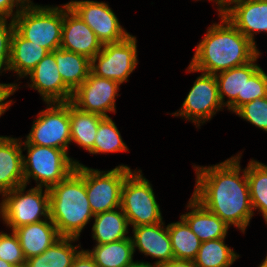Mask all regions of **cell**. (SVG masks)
Wrapping results in <instances>:
<instances>
[{
	"label": "cell",
	"mask_w": 267,
	"mask_h": 267,
	"mask_svg": "<svg viewBox=\"0 0 267 267\" xmlns=\"http://www.w3.org/2000/svg\"><path fill=\"white\" fill-rule=\"evenodd\" d=\"M0 259L15 267L25 266L26 257L14 231L8 234L3 231L0 232Z\"/></svg>",
	"instance_id": "d6a6232c"
},
{
	"label": "cell",
	"mask_w": 267,
	"mask_h": 267,
	"mask_svg": "<svg viewBox=\"0 0 267 267\" xmlns=\"http://www.w3.org/2000/svg\"><path fill=\"white\" fill-rule=\"evenodd\" d=\"M189 209H191L190 212L182 214L180 217L189 225L201 242L226 238L229 226L193 196L187 204V210Z\"/></svg>",
	"instance_id": "ffe728a7"
},
{
	"label": "cell",
	"mask_w": 267,
	"mask_h": 267,
	"mask_svg": "<svg viewBox=\"0 0 267 267\" xmlns=\"http://www.w3.org/2000/svg\"><path fill=\"white\" fill-rule=\"evenodd\" d=\"M21 146L27 150V155H23L24 185L32 178L36 187L49 189L67 178L79 163L62 149L29 144L26 140H21Z\"/></svg>",
	"instance_id": "277c9868"
},
{
	"label": "cell",
	"mask_w": 267,
	"mask_h": 267,
	"mask_svg": "<svg viewBox=\"0 0 267 267\" xmlns=\"http://www.w3.org/2000/svg\"><path fill=\"white\" fill-rule=\"evenodd\" d=\"M253 211L262 214L267 224V165L251 159L246 166Z\"/></svg>",
	"instance_id": "f546056e"
},
{
	"label": "cell",
	"mask_w": 267,
	"mask_h": 267,
	"mask_svg": "<svg viewBox=\"0 0 267 267\" xmlns=\"http://www.w3.org/2000/svg\"><path fill=\"white\" fill-rule=\"evenodd\" d=\"M223 107L215 75L201 72V75L194 81L179 111L172 113V115L189 120L198 128L211 120L216 112Z\"/></svg>",
	"instance_id": "8fae6325"
},
{
	"label": "cell",
	"mask_w": 267,
	"mask_h": 267,
	"mask_svg": "<svg viewBox=\"0 0 267 267\" xmlns=\"http://www.w3.org/2000/svg\"><path fill=\"white\" fill-rule=\"evenodd\" d=\"M219 12L254 45L255 34L267 33V0H231Z\"/></svg>",
	"instance_id": "5bb4252c"
},
{
	"label": "cell",
	"mask_w": 267,
	"mask_h": 267,
	"mask_svg": "<svg viewBox=\"0 0 267 267\" xmlns=\"http://www.w3.org/2000/svg\"><path fill=\"white\" fill-rule=\"evenodd\" d=\"M220 23L208 27L187 68L191 72L215 75L219 72L244 65L261 52L222 13Z\"/></svg>",
	"instance_id": "7a4b0ae2"
},
{
	"label": "cell",
	"mask_w": 267,
	"mask_h": 267,
	"mask_svg": "<svg viewBox=\"0 0 267 267\" xmlns=\"http://www.w3.org/2000/svg\"><path fill=\"white\" fill-rule=\"evenodd\" d=\"M137 57V39L129 35L120 42L104 44L101 51L91 59V73L121 85L128 81L137 67Z\"/></svg>",
	"instance_id": "9c48e42d"
},
{
	"label": "cell",
	"mask_w": 267,
	"mask_h": 267,
	"mask_svg": "<svg viewBox=\"0 0 267 267\" xmlns=\"http://www.w3.org/2000/svg\"><path fill=\"white\" fill-rule=\"evenodd\" d=\"M238 117L267 132V96L247 102L234 112Z\"/></svg>",
	"instance_id": "1f68e13d"
},
{
	"label": "cell",
	"mask_w": 267,
	"mask_h": 267,
	"mask_svg": "<svg viewBox=\"0 0 267 267\" xmlns=\"http://www.w3.org/2000/svg\"><path fill=\"white\" fill-rule=\"evenodd\" d=\"M24 185L20 138L0 136V195Z\"/></svg>",
	"instance_id": "d6986e66"
},
{
	"label": "cell",
	"mask_w": 267,
	"mask_h": 267,
	"mask_svg": "<svg viewBox=\"0 0 267 267\" xmlns=\"http://www.w3.org/2000/svg\"><path fill=\"white\" fill-rule=\"evenodd\" d=\"M49 53L46 48L40 47L23 38L14 30L11 39V53L9 71L16 72L18 79L28 77L35 66Z\"/></svg>",
	"instance_id": "7402d4cb"
},
{
	"label": "cell",
	"mask_w": 267,
	"mask_h": 267,
	"mask_svg": "<svg viewBox=\"0 0 267 267\" xmlns=\"http://www.w3.org/2000/svg\"><path fill=\"white\" fill-rule=\"evenodd\" d=\"M258 267H267V264L262 261L261 264H259Z\"/></svg>",
	"instance_id": "7bdbcfd3"
},
{
	"label": "cell",
	"mask_w": 267,
	"mask_h": 267,
	"mask_svg": "<svg viewBox=\"0 0 267 267\" xmlns=\"http://www.w3.org/2000/svg\"><path fill=\"white\" fill-rule=\"evenodd\" d=\"M175 259L194 260L201 241L180 217V221L167 225Z\"/></svg>",
	"instance_id": "f1b7e54d"
},
{
	"label": "cell",
	"mask_w": 267,
	"mask_h": 267,
	"mask_svg": "<svg viewBox=\"0 0 267 267\" xmlns=\"http://www.w3.org/2000/svg\"><path fill=\"white\" fill-rule=\"evenodd\" d=\"M157 267H197L193 260L172 259L169 262L161 263Z\"/></svg>",
	"instance_id": "f35d334b"
},
{
	"label": "cell",
	"mask_w": 267,
	"mask_h": 267,
	"mask_svg": "<svg viewBox=\"0 0 267 267\" xmlns=\"http://www.w3.org/2000/svg\"><path fill=\"white\" fill-rule=\"evenodd\" d=\"M0 267H15L14 265L0 259Z\"/></svg>",
	"instance_id": "b9f144b4"
},
{
	"label": "cell",
	"mask_w": 267,
	"mask_h": 267,
	"mask_svg": "<svg viewBox=\"0 0 267 267\" xmlns=\"http://www.w3.org/2000/svg\"><path fill=\"white\" fill-rule=\"evenodd\" d=\"M28 2L29 0H0V19L13 20Z\"/></svg>",
	"instance_id": "d590c367"
},
{
	"label": "cell",
	"mask_w": 267,
	"mask_h": 267,
	"mask_svg": "<svg viewBox=\"0 0 267 267\" xmlns=\"http://www.w3.org/2000/svg\"><path fill=\"white\" fill-rule=\"evenodd\" d=\"M164 225L162 221L154 225L136 226L132 229L131 239L134 252L137 248L145 256L157 259L154 263L156 266L174 259L168 226Z\"/></svg>",
	"instance_id": "e0dca14e"
},
{
	"label": "cell",
	"mask_w": 267,
	"mask_h": 267,
	"mask_svg": "<svg viewBox=\"0 0 267 267\" xmlns=\"http://www.w3.org/2000/svg\"><path fill=\"white\" fill-rule=\"evenodd\" d=\"M26 135L29 144L62 149L68 152L71 143L69 102L46 103Z\"/></svg>",
	"instance_id": "ba28073f"
},
{
	"label": "cell",
	"mask_w": 267,
	"mask_h": 267,
	"mask_svg": "<svg viewBox=\"0 0 267 267\" xmlns=\"http://www.w3.org/2000/svg\"><path fill=\"white\" fill-rule=\"evenodd\" d=\"M129 148L122 140L120 131L111 117H104L97 129L93 148L90 154L127 152Z\"/></svg>",
	"instance_id": "4dcf8cb0"
},
{
	"label": "cell",
	"mask_w": 267,
	"mask_h": 267,
	"mask_svg": "<svg viewBox=\"0 0 267 267\" xmlns=\"http://www.w3.org/2000/svg\"><path fill=\"white\" fill-rule=\"evenodd\" d=\"M263 262L267 264V255H266L265 259L263 260Z\"/></svg>",
	"instance_id": "ee69618b"
},
{
	"label": "cell",
	"mask_w": 267,
	"mask_h": 267,
	"mask_svg": "<svg viewBox=\"0 0 267 267\" xmlns=\"http://www.w3.org/2000/svg\"><path fill=\"white\" fill-rule=\"evenodd\" d=\"M63 82L74 92L89 76L91 60L81 54L59 48L52 51Z\"/></svg>",
	"instance_id": "cb8c5ba5"
},
{
	"label": "cell",
	"mask_w": 267,
	"mask_h": 267,
	"mask_svg": "<svg viewBox=\"0 0 267 267\" xmlns=\"http://www.w3.org/2000/svg\"><path fill=\"white\" fill-rule=\"evenodd\" d=\"M19 88L20 87L17 83H0V116H2L10 108L13 101L7 99Z\"/></svg>",
	"instance_id": "8d00e7d4"
},
{
	"label": "cell",
	"mask_w": 267,
	"mask_h": 267,
	"mask_svg": "<svg viewBox=\"0 0 267 267\" xmlns=\"http://www.w3.org/2000/svg\"><path fill=\"white\" fill-rule=\"evenodd\" d=\"M48 190L50 219L60 236L79 239L94 217L86 192V166L77 163L67 178Z\"/></svg>",
	"instance_id": "3957f363"
},
{
	"label": "cell",
	"mask_w": 267,
	"mask_h": 267,
	"mask_svg": "<svg viewBox=\"0 0 267 267\" xmlns=\"http://www.w3.org/2000/svg\"><path fill=\"white\" fill-rule=\"evenodd\" d=\"M242 153L211 165L196 166V184L192 196L217 215L229 227L244 234L254 211L250 199L246 168L240 165Z\"/></svg>",
	"instance_id": "6da1fadb"
},
{
	"label": "cell",
	"mask_w": 267,
	"mask_h": 267,
	"mask_svg": "<svg viewBox=\"0 0 267 267\" xmlns=\"http://www.w3.org/2000/svg\"><path fill=\"white\" fill-rule=\"evenodd\" d=\"M131 267H157V266L154 264H151L150 262L138 261L136 264H134Z\"/></svg>",
	"instance_id": "60d3db41"
},
{
	"label": "cell",
	"mask_w": 267,
	"mask_h": 267,
	"mask_svg": "<svg viewBox=\"0 0 267 267\" xmlns=\"http://www.w3.org/2000/svg\"><path fill=\"white\" fill-rule=\"evenodd\" d=\"M13 21L15 30L26 40L49 52L60 48L63 6H41L29 1Z\"/></svg>",
	"instance_id": "5b68a950"
},
{
	"label": "cell",
	"mask_w": 267,
	"mask_h": 267,
	"mask_svg": "<svg viewBox=\"0 0 267 267\" xmlns=\"http://www.w3.org/2000/svg\"><path fill=\"white\" fill-rule=\"evenodd\" d=\"M93 219L92 237L96 244H107L131 237L127 236L129 223L121 207L95 214Z\"/></svg>",
	"instance_id": "603a6c76"
},
{
	"label": "cell",
	"mask_w": 267,
	"mask_h": 267,
	"mask_svg": "<svg viewBox=\"0 0 267 267\" xmlns=\"http://www.w3.org/2000/svg\"><path fill=\"white\" fill-rule=\"evenodd\" d=\"M120 84L89 73L88 78L73 92L71 103L84 112L109 117L107 112L116 114L115 100Z\"/></svg>",
	"instance_id": "4fadbf2b"
},
{
	"label": "cell",
	"mask_w": 267,
	"mask_h": 267,
	"mask_svg": "<svg viewBox=\"0 0 267 267\" xmlns=\"http://www.w3.org/2000/svg\"><path fill=\"white\" fill-rule=\"evenodd\" d=\"M103 118L104 116L96 113L81 111L69 102L71 142L89 152L93 148L98 125Z\"/></svg>",
	"instance_id": "484cf974"
},
{
	"label": "cell",
	"mask_w": 267,
	"mask_h": 267,
	"mask_svg": "<svg viewBox=\"0 0 267 267\" xmlns=\"http://www.w3.org/2000/svg\"><path fill=\"white\" fill-rule=\"evenodd\" d=\"M214 1L217 4V10L220 11L231 0H209Z\"/></svg>",
	"instance_id": "ab89813d"
},
{
	"label": "cell",
	"mask_w": 267,
	"mask_h": 267,
	"mask_svg": "<svg viewBox=\"0 0 267 267\" xmlns=\"http://www.w3.org/2000/svg\"><path fill=\"white\" fill-rule=\"evenodd\" d=\"M121 208L131 227L154 225L163 221L152 184L142 170L131 171L122 186Z\"/></svg>",
	"instance_id": "52a82bcc"
},
{
	"label": "cell",
	"mask_w": 267,
	"mask_h": 267,
	"mask_svg": "<svg viewBox=\"0 0 267 267\" xmlns=\"http://www.w3.org/2000/svg\"><path fill=\"white\" fill-rule=\"evenodd\" d=\"M87 252L99 267H131L138 262L133 260L135 252L131 237L107 244H96Z\"/></svg>",
	"instance_id": "d4e9b609"
},
{
	"label": "cell",
	"mask_w": 267,
	"mask_h": 267,
	"mask_svg": "<svg viewBox=\"0 0 267 267\" xmlns=\"http://www.w3.org/2000/svg\"><path fill=\"white\" fill-rule=\"evenodd\" d=\"M71 267H99L87 250L80 249L72 261Z\"/></svg>",
	"instance_id": "74e56055"
},
{
	"label": "cell",
	"mask_w": 267,
	"mask_h": 267,
	"mask_svg": "<svg viewBox=\"0 0 267 267\" xmlns=\"http://www.w3.org/2000/svg\"><path fill=\"white\" fill-rule=\"evenodd\" d=\"M13 231L26 259L40 255L61 238L51 219L21 226Z\"/></svg>",
	"instance_id": "44dd1931"
},
{
	"label": "cell",
	"mask_w": 267,
	"mask_h": 267,
	"mask_svg": "<svg viewBox=\"0 0 267 267\" xmlns=\"http://www.w3.org/2000/svg\"><path fill=\"white\" fill-rule=\"evenodd\" d=\"M67 4L94 31L102 45L120 42L131 35L105 2L71 0Z\"/></svg>",
	"instance_id": "7c38bea8"
},
{
	"label": "cell",
	"mask_w": 267,
	"mask_h": 267,
	"mask_svg": "<svg viewBox=\"0 0 267 267\" xmlns=\"http://www.w3.org/2000/svg\"><path fill=\"white\" fill-rule=\"evenodd\" d=\"M77 238L61 237L38 256L26 259L24 267H71L81 245H72Z\"/></svg>",
	"instance_id": "4316f807"
},
{
	"label": "cell",
	"mask_w": 267,
	"mask_h": 267,
	"mask_svg": "<svg viewBox=\"0 0 267 267\" xmlns=\"http://www.w3.org/2000/svg\"><path fill=\"white\" fill-rule=\"evenodd\" d=\"M239 255L225 244V238L201 242L196 258L197 267H230Z\"/></svg>",
	"instance_id": "83f0119b"
},
{
	"label": "cell",
	"mask_w": 267,
	"mask_h": 267,
	"mask_svg": "<svg viewBox=\"0 0 267 267\" xmlns=\"http://www.w3.org/2000/svg\"><path fill=\"white\" fill-rule=\"evenodd\" d=\"M267 96V74L260 67L248 80L245 81L244 104Z\"/></svg>",
	"instance_id": "e575fe53"
},
{
	"label": "cell",
	"mask_w": 267,
	"mask_h": 267,
	"mask_svg": "<svg viewBox=\"0 0 267 267\" xmlns=\"http://www.w3.org/2000/svg\"><path fill=\"white\" fill-rule=\"evenodd\" d=\"M26 187L22 185L1 195L0 218L11 231L50 219L49 190L35 186L25 191Z\"/></svg>",
	"instance_id": "8992f818"
},
{
	"label": "cell",
	"mask_w": 267,
	"mask_h": 267,
	"mask_svg": "<svg viewBox=\"0 0 267 267\" xmlns=\"http://www.w3.org/2000/svg\"><path fill=\"white\" fill-rule=\"evenodd\" d=\"M259 56L249 63L215 74L220 100L223 106L233 113L244 105L245 81H248L260 68L256 64ZM225 96L228 97L227 101Z\"/></svg>",
	"instance_id": "ac0fdd59"
},
{
	"label": "cell",
	"mask_w": 267,
	"mask_h": 267,
	"mask_svg": "<svg viewBox=\"0 0 267 267\" xmlns=\"http://www.w3.org/2000/svg\"><path fill=\"white\" fill-rule=\"evenodd\" d=\"M29 88L37 90L45 103L71 102L73 91L63 82L52 52H49L28 75Z\"/></svg>",
	"instance_id": "2e32d148"
},
{
	"label": "cell",
	"mask_w": 267,
	"mask_h": 267,
	"mask_svg": "<svg viewBox=\"0 0 267 267\" xmlns=\"http://www.w3.org/2000/svg\"><path fill=\"white\" fill-rule=\"evenodd\" d=\"M94 31L68 4H63V27L60 48L84 55L90 60L102 49Z\"/></svg>",
	"instance_id": "9a60e30c"
},
{
	"label": "cell",
	"mask_w": 267,
	"mask_h": 267,
	"mask_svg": "<svg viewBox=\"0 0 267 267\" xmlns=\"http://www.w3.org/2000/svg\"><path fill=\"white\" fill-rule=\"evenodd\" d=\"M15 30L12 19L8 23L7 19H0V73L9 71L11 39ZM0 74V75H1Z\"/></svg>",
	"instance_id": "836d02e7"
},
{
	"label": "cell",
	"mask_w": 267,
	"mask_h": 267,
	"mask_svg": "<svg viewBox=\"0 0 267 267\" xmlns=\"http://www.w3.org/2000/svg\"><path fill=\"white\" fill-rule=\"evenodd\" d=\"M131 171L124 164L108 171L86 166V192L94 215L121 207L122 186Z\"/></svg>",
	"instance_id": "30bf717a"
}]
</instances>
